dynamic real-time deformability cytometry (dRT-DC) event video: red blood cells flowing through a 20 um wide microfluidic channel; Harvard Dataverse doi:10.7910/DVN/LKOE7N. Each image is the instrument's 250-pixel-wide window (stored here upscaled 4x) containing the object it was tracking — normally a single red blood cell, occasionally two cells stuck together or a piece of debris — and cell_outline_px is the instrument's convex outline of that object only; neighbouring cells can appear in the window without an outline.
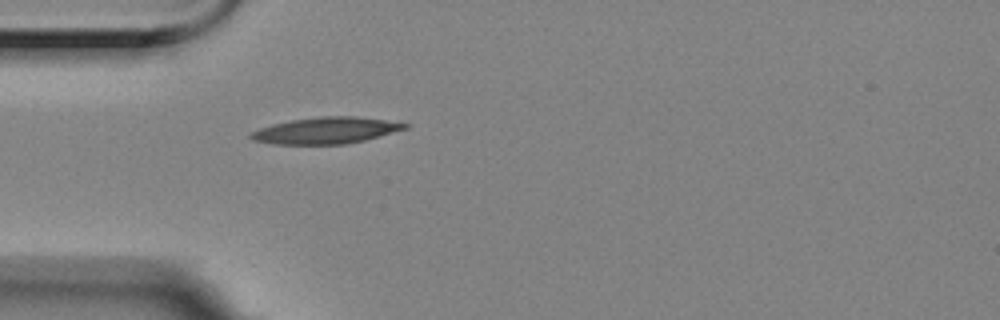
{"species": "Egyptian fruit bat (a non-hibernating species)", "species_latin": "Rousettus aegyptiacus", "temperature_condition": "room temperature", "stored_images_in_passage": 41, "camera_frame_rate_fps": 3000, "um_per_image_px": 0.085, "animal": {"sex": "female"}, "frame": {"image": 1, "passage_image": 1, "time_ms": 0.0, "image_size_px": [1000, 320], "cell_outline_px": [[408, 128], [364, 140], [344, 144], [272, 144], [252, 140], [248, 136], [248, 132], [272, 124], [292, 120], [320, 116], [356, 116], [384, 120], [408, 124]], "centroid_in_image_um": [27.63, 11.09], "position_along_channel_um": 57.4, "area_um2": 23.64}}
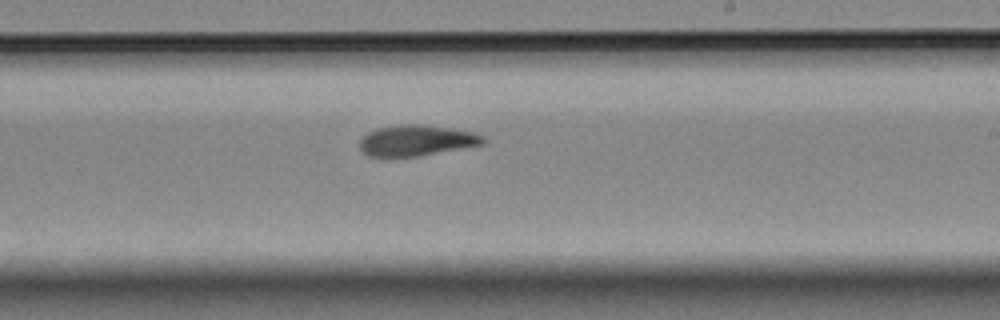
{"frame": {"image": 2, "passage_image": 18, "time_ms": 5.667, "image_size_px": [1000, 320], "cell_outline_px": [[488, 140], [484, 144], [420, 156], [368, 156], [360, 148], [360, 140], [368, 132], [376, 128], [400, 124], [420, 124], [448, 128], [472, 132], [484, 136]], "centroid_in_image_um": [35.42, 11.93], "position_along_channel_um": 253.6, "area_um2": 22.08}}
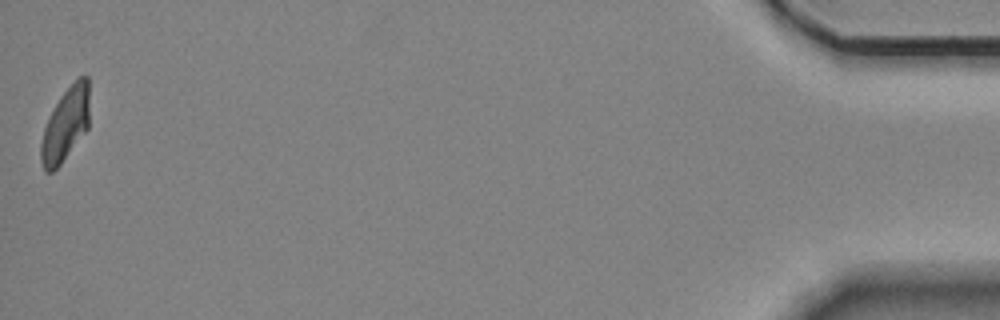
{"frame": {"image": 3, "passage_image": 41, "time_ms": 13.333, "image_size_px": [1000, 320], "cell_outline_px": [[88, 128], [60, 164], [52, 172], [44, 172], [40, 160], [40, 144], [44, 128], [60, 96], [80, 76], [88, 76]], "centroid_in_image_um": [5.55, 10.62], "position_along_channel_um": 429.7, "area_um2": 20.29}, "authors_computed_cell_mechanics": {"area_um2": 22.4264, "velocity_mm_per_s": 3.5129, "shape_relaxation_time_tau1_ms": 6.4837, "shape_relaxation_time_tau2_ms": 3.2138, "deformation_change_tau1": 0.2026, "deformation_change_tau2": 0.1015}}